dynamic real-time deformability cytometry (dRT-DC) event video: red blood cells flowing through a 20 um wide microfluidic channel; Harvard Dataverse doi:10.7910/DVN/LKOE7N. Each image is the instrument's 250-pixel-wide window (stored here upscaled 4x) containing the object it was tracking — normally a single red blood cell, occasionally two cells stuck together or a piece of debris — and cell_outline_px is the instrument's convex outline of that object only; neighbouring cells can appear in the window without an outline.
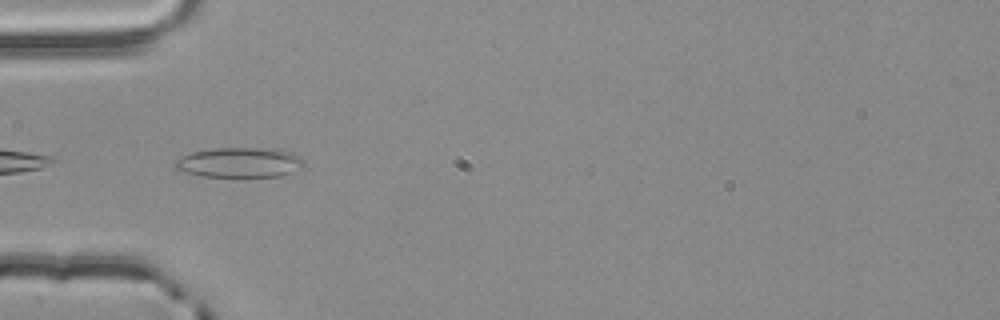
{"species": "common noctule bat (a hibernating species)", "species_latin": "Nyctalus noctula", "temperature_condition": "room temperature", "stored_images_in_passage": 4, "camera_frame_rate_fps": 3000, "um_per_image_px": 0.085, "animal": {"sex": "male", "body_mass_g": 20.4}, "frame": {"image": 1, "passage_image": 4, "time_ms": 1.0, "image_size_px": [1000, 320], "cell_outline_px": [[304, 164], [292, 172], [280, 176], [244, 180], [236, 180], [200, 176], [176, 168], [172, 164], [172, 160], [180, 156], [192, 152], [212, 148], [264, 148], [292, 152], [304, 160]], "centroid_in_image_um": [20.31, 13.87], "position_along_channel_um": 64.7, "area_um2": 23.64}}